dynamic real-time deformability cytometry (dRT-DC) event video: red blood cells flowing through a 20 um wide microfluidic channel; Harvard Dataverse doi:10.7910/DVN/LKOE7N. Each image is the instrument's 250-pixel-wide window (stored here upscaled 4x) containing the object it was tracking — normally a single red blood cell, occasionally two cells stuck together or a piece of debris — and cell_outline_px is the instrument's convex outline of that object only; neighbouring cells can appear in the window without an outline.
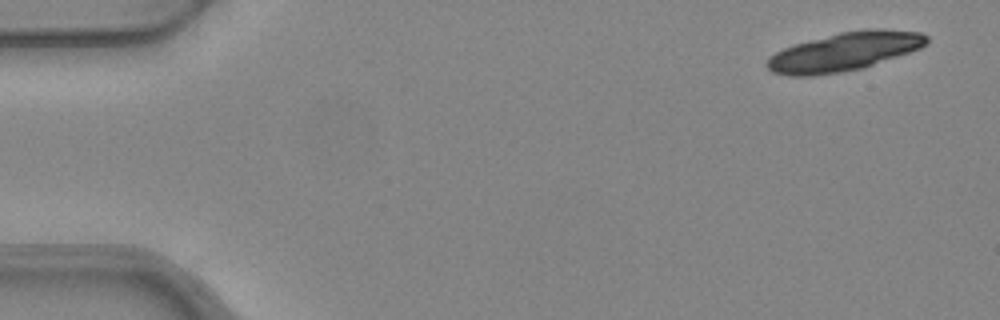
{"species": "common noctule bat (a hibernating species)", "species_latin": "Nyctalus noctula", "temperature_condition": "warm", "stored_images_in_passage": 4, "camera_frame_rate_fps": 3000, "um_per_image_px": 0.085, "animal": {"sex": "female", "body_mass_g": 24.6, "forearm_length_mm": 56.2}, "frame": {"image": 1, "passage_image": 1, "time_ms": 0.0, "image_size_px": [1000, 320], "cell_outline_px": [[928, 44], [920, 48], [864, 68], [840, 72], [812, 76], [788, 76], [772, 72], [764, 64], [768, 56], [792, 44], [840, 32], [872, 28], [884, 28], [920, 32], [928, 36]], "centroid_in_image_um": [71.75, 4.39], "position_along_channel_um": 13.3, "area_um2": 36.18}}